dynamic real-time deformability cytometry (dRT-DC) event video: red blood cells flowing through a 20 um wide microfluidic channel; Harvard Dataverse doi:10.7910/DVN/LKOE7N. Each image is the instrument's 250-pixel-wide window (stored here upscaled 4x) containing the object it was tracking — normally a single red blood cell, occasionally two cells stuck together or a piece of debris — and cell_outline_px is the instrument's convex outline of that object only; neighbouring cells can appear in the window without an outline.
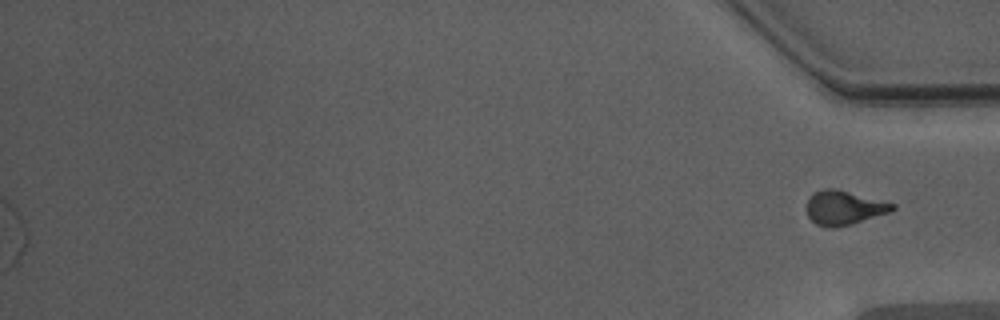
{"species": "Egyptian fruit bat (a non-hibernating species)", "species_latin": "Rousettus aegyptiacus", "temperature_condition": "warm", "stored_images_in_passage": 55, "segment_of_instrument_passage": [2, 2], "camera_frame_rate_fps": 3000, "um_per_image_px": 0.085, "animal": {"sex": "male"}, "frame": {"image": 1, "passage_image": 55, "time_ms": 18.0, "image_size_px": [1000, 320], "cell_outline_px": [[896, 208], [892, 212], [852, 224], [836, 228], [824, 228], [816, 224], [808, 216], [808, 200], [812, 192], [824, 188], [836, 188], [896, 204]], "centroid_in_image_um": [71.76, 17.66], "position_along_channel_um": 363.4, "area_um2": 17.34}}